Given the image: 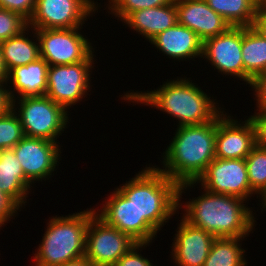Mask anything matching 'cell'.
I'll return each mask as SVG.
<instances>
[{"label":"cell","mask_w":266,"mask_h":266,"mask_svg":"<svg viewBox=\"0 0 266 266\" xmlns=\"http://www.w3.org/2000/svg\"><path fill=\"white\" fill-rule=\"evenodd\" d=\"M192 77L167 79L156 90L124 92L119 95L129 105L144 104L158 109L177 120V127L198 125L213 121L225 108L194 83ZM131 102V103H130ZM220 105V106H219Z\"/></svg>","instance_id":"6da1fadb"},{"label":"cell","mask_w":266,"mask_h":266,"mask_svg":"<svg viewBox=\"0 0 266 266\" xmlns=\"http://www.w3.org/2000/svg\"><path fill=\"white\" fill-rule=\"evenodd\" d=\"M202 190L198 197L178 201V210L182 209L181 217L191 225L202 228L216 238H246L256 230L257 213L253 212L254 207H248L247 201Z\"/></svg>","instance_id":"7a4b0ae2"},{"label":"cell","mask_w":266,"mask_h":266,"mask_svg":"<svg viewBox=\"0 0 266 266\" xmlns=\"http://www.w3.org/2000/svg\"><path fill=\"white\" fill-rule=\"evenodd\" d=\"M173 135L161 153L162 166H155L178 185L196 182L215 159L216 118L203 124L179 126Z\"/></svg>","instance_id":"3957f363"},{"label":"cell","mask_w":266,"mask_h":266,"mask_svg":"<svg viewBox=\"0 0 266 266\" xmlns=\"http://www.w3.org/2000/svg\"><path fill=\"white\" fill-rule=\"evenodd\" d=\"M150 164L116 188L132 201L139 217L159 232L174 215L179 214V185L154 163Z\"/></svg>","instance_id":"277c9868"},{"label":"cell","mask_w":266,"mask_h":266,"mask_svg":"<svg viewBox=\"0 0 266 266\" xmlns=\"http://www.w3.org/2000/svg\"><path fill=\"white\" fill-rule=\"evenodd\" d=\"M94 212L95 208L90 207L66 216L49 217L32 256L34 266H61L84 257L87 227Z\"/></svg>","instance_id":"5b68a950"},{"label":"cell","mask_w":266,"mask_h":266,"mask_svg":"<svg viewBox=\"0 0 266 266\" xmlns=\"http://www.w3.org/2000/svg\"><path fill=\"white\" fill-rule=\"evenodd\" d=\"M12 110L18 115L26 137L59 143L57 138L70 123V114L46 95L13 99Z\"/></svg>","instance_id":"8992f818"},{"label":"cell","mask_w":266,"mask_h":266,"mask_svg":"<svg viewBox=\"0 0 266 266\" xmlns=\"http://www.w3.org/2000/svg\"><path fill=\"white\" fill-rule=\"evenodd\" d=\"M207 190L214 194L232 195L250 201L257 195L249 185L245 159L215 158L196 182L179 184L178 201H182V194L191 191V188ZM201 185V186H200ZM203 187V188H202Z\"/></svg>","instance_id":"52a82bcc"},{"label":"cell","mask_w":266,"mask_h":266,"mask_svg":"<svg viewBox=\"0 0 266 266\" xmlns=\"http://www.w3.org/2000/svg\"><path fill=\"white\" fill-rule=\"evenodd\" d=\"M82 29L83 27L35 29L39 40L40 57L49 66L95 62L97 59H95L94 44L87 35L81 33Z\"/></svg>","instance_id":"ba28073f"},{"label":"cell","mask_w":266,"mask_h":266,"mask_svg":"<svg viewBox=\"0 0 266 266\" xmlns=\"http://www.w3.org/2000/svg\"><path fill=\"white\" fill-rule=\"evenodd\" d=\"M97 62L49 66L46 96L70 113V108L87 97Z\"/></svg>","instance_id":"9c48e42d"},{"label":"cell","mask_w":266,"mask_h":266,"mask_svg":"<svg viewBox=\"0 0 266 266\" xmlns=\"http://www.w3.org/2000/svg\"><path fill=\"white\" fill-rule=\"evenodd\" d=\"M101 4L95 0H36L28 26L33 29L83 27L90 17L98 13Z\"/></svg>","instance_id":"30bf717a"},{"label":"cell","mask_w":266,"mask_h":266,"mask_svg":"<svg viewBox=\"0 0 266 266\" xmlns=\"http://www.w3.org/2000/svg\"><path fill=\"white\" fill-rule=\"evenodd\" d=\"M137 242L108 225L96 212L86 232L85 257L95 266H113Z\"/></svg>","instance_id":"8fae6325"},{"label":"cell","mask_w":266,"mask_h":266,"mask_svg":"<svg viewBox=\"0 0 266 266\" xmlns=\"http://www.w3.org/2000/svg\"><path fill=\"white\" fill-rule=\"evenodd\" d=\"M96 214L108 225L129 235L137 243H154L158 232L144 219L140 218L135 206L116 187L105 197ZM105 202V203H104ZM153 241V242H152Z\"/></svg>","instance_id":"7c38bea8"},{"label":"cell","mask_w":266,"mask_h":266,"mask_svg":"<svg viewBox=\"0 0 266 266\" xmlns=\"http://www.w3.org/2000/svg\"><path fill=\"white\" fill-rule=\"evenodd\" d=\"M59 144L42 138L25 136L12 148L22 166L24 176L32 184L52 180L51 177L57 174V166L61 164L59 161L62 160L61 151H63L61 150L63 146Z\"/></svg>","instance_id":"4fadbf2b"},{"label":"cell","mask_w":266,"mask_h":266,"mask_svg":"<svg viewBox=\"0 0 266 266\" xmlns=\"http://www.w3.org/2000/svg\"><path fill=\"white\" fill-rule=\"evenodd\" d=\"M242 27H230L225 33L203 42L202 60L218 73L244 81L242 60ZM205 58V59H204Z\"/></svg>","instance_id":"5bb4252c"},{"label":"cell","mask_w":266,"mask_h":266,"mask_svg":"<svg viewBox=\"0 0 266 266\" xmlns=\"http://www.w3.org/2000/svg\"><path fill=\"white\" fill-rule=\"evenodd\" d=\"M226 112L216 117L215 158L245 159L256 145L254 125L249 117L241 122Z\"/></svg>","instance_id":"9a60e30c"},{"label":"cell","mask_w":266,"mask_h":266,"mask_svg":"<svg viewBox=\"0 0 266 266\" xmlns=\"http://www.w3.org/2000/svg\"><path fill=\"white\" fill-rule=\"evenodd\" d=\"M179 221L170 247L171 260L175 266H203L216 237L183 217Z\"/></svg>","instance_id":"2e32d148"},{"label":"cell","mask_w":266,"mask_h":266,"mask_svg":"<svg viewBox=\"0 0 266 266\" xmlns=\"http://www.w3.org/2000/svg\"><path fill=\"white\" fill-rule=\"evenodd\" d=\"M176 10L177 23L195 32L203 42L231 27L205 0H176Z\"/></svg>","instance_id":"e0dca14e"},{"label":"cell","mask_w":266,"mask_h":266,"mask_svg":"<svg viewBox=\"0 0 266 266\" xmlns=\"http://www.w3.org/2000/svg\"><path fill=\"white\" fill-rule=\"evenodd\" d=\"M149 43L174 62L202 59L203 41L195 32L179 23L157 34Z\"/></svg>","instance_id":"ac0fdd59"},{"label":"cell","mask_w":266,"mask_h":266,"mask_svg":"<svg viewBox=\"0 0 266 266\" xmlns=\"http://www.w3.org/2000/svg\"><path fill=\"white\" fill-rule=\"evenodd\" d=\"M48 69L49 65L41 57L27 65L10 69L6 85L11 99L45 95Z\"/></svg>","instance_id":"d6986e66"},{"label":"cell","mask_w":266,"mask_h":266,"mask_svg":"<svg viewBox=\"0 0 266 266\" xmlns=\"http://www.w3.org/2000/svg\"><path fill=\"white\" fill-rule=\"evenodd\" d=\"M122 23L149 42L157 34L177 23L176 0L160 7L134 11Z\"/></svg>","instance_id":"ffe728a7"},{"label":"cell","mask_w":266,"mask_h":266,"mask_svg":"<svg viewBox=\"0 0 266 266\" xmlns=\"http://www.w3.org/2000/svg\"><path fill=\"white\" fill-rule=\"evenodd\" d=\"M34 185L24 176L22 166L13 149H3L0 159V189L11 197L21 208L31 198ZM31 190V191H30ZM28 199V200H27Z\"/></svg>","instance_id":"44dd1931"},{"label":"cell","mask_w":266,"mask_h":266,"mask_svg":"<svg viewBox=\"0 0 266 266\" xmlns=\"http://www.w3.org/2000/svg\"><path fill=\"white\" fill-rule=\"evenodd\" d=\"M0 46L8 71L12 68L27 65L40 58L39 40L36 31L29 26L18 35L13 36L6 41H2Z\"/></svg>","instance_id":"7402d4cb"},{"label":"cell","mask_w":266,"mask_h":266,"mask_svg":"<svg viewBox=\"0 0 266 266\" xmlns=\"http://www.w3.org/2000/svg\"><path fill=\"white\" fill-rule=\"evenodd\" d=\"M242 60L244 66V82L252 80L266 72V39L261 37L252 27H242Z\"/></svg>","instance_id":"603a6c76"},{"label":"cell","mask_w":266,"mask_h":266,"mask_svg":"<svg viewBox=\"0 0 266 266\" xmlns=\"http://www.w3.org/2000/svg\"><path fill=\"white\" fill-rule=\"evenodd\" d=\"M231 27H251L263 0H205Z\"/></svg>","instance_id":"cb8c5ba5"},{"label":"cell","mask_w":266,"mask_h":266,"mask_svg":"<svg viewBox=\"0 0 266 266\" xmlns=\"http://www.w3.org/2000/svg\"><path fill=\"white\" fill-rule=\"evenodd\" d=\"M244 240L245 238H215L203 266H248L246 251L241 247Z\"/></svg>","instance_id":"d4e9b609"},{"label":"cell","mask_w":266,"mask_h":266,"mask_svg":"<svg viewBox=\"0 0 266 266\" xmlns=\"http://www.w3.org/2000/svg\"><path fill=\"white\" fill-rule=\"evenodd\" d=\"M249 185L257 194V206L266 211V148L255 145L250 154L245 158Z\"/></svg>","instance_id":"484cf974"},{"label":"cell","mask_w":266,"mask_h":266,"mask_svg":"<svg viewBox=\"0 0 266 266\" xmlns=\"http://www.w3.org/2000/svg\"><path fill=\"white\" fill-rule=\"evenodd\" d=\"M172 0H107L105 2L104 7L108 12V15H114L119 22L123 21L129 14L134 11L152 8V7H160L163 5H167Z\"/></svg>","instance_id":"4316f807"},{"label":"cell","mask_w":266,"mask_h":266,"mask_svg":"<svg viewBox=\"0 0 266 266\" xmlns=\"http://www.w3.org/2000/svg\"><path fill=\"white\" fill-rule=\"evenodd\" d=\"M25 137L18 115L11 109L0 116V148L12 149Z\"/></svg>","instance_id":"83f0119b"},{"label":"cell","mask_w":266,"mask_h":266,"mask_svg":"<svg viewBox=\"0 0 266 266\" xmlns=\"http://www.w3.org/2000/svg\"><path fill=\"white\" fill-rule=\"evenodd\" d=\"M28 26V21L19 13L0 8V43L18 35Z\"/></svg>","instance_id":"f1b7e54d"},{"label":"cell","mask_w":266,"mask_h":266,"mask_svg":"<svg viewBox=\"0 0 266 266\" xmlns=\"http://www.w3.org/2000/svg\"><path fill=\"white\" fill-rule=\"evenodd\" d=\"M149 245L150 243H136L113 266H153L152 260L141 254Z\"/></svg>","instance_id":"f546056e"},{"label":"cell","mask_w":266,"mask_h":266,"mask_svg":"<svg viewBox=\"0 0 266 266\" xmlns=\"http://www.w3.org/2000/svg\"><path fill=\"white\" fill-rule=\"evenodd\" d=\"M21 210L22 208L11 197L0 189V229L18 216V211Z\"/></svg>","instance_id":"4dcf8cb0"},{"label":"cell","mask_w":266,"mask_h":266,"mask_svg":"<svg viewBox=\"0 0 266 266\" xmlns=\"http://www.w3.org/2000/svg\"><path fill=\"white\" fill-rule=\"evenodd\" d=\"M36 0H0V8L19 13L27 21L35 10Z\"/></svg>","instance_id":"1f68e13d"},{"label":"cell","mask_w":266,"mask_h":266,"mask_svg":"<svg viewBox=\"0 0 266 266\" xmlns=\"http://www.w3.org/2000/svg\"><path fill=\"white\" fill-rule=\"evenodd\" d=\"M252 114L249 119L255 128L256 145L266 148V110H256Z\"/></svg>","instance_id":"d6a6232c"},{"label":"cell","mask_w":266,"mask_h":266,"mask_svg":"<svg viewBox=\"0 0 266 266\" xmlns=\"http://www.w3.org/2000/svg\"><path fill=\"white\" fill-rule=\"evenodd\" d=\"M256 101V110H266V72L256 76L250 86Z\"/></svg>","instance_id":"836d02e7"},{"label":"cell","mask_w":266,"mask_h":266,"mask_svg":"<svg viewBox=\"0 0 266 266\" xmlns=\"http://www.w3.org/2000/svg\"><path fill=\"white\" fill-rule=\"evenodd\" d=\"M251 27L264 39H266V6L262 4L253 19Z\"/></svg>","instance_id":"e575fe53"},{"label":"cell","mask_w":266,"mask_h":266,"mask_svg":"<svg viewBox=\"0 0 266 266\" xmlns=\"http://www.w3.org/2000/svg\"><path fill=\"white\" fill-rule=\"evenodd\" d=\"M12 109V99L6 83H0V116Z\"/></svg>","instance_id":"d590c367"},{"label":"cell","mask_w":266,"mask_h":266,"mask_svg":"<svg viewBox=\"0 0 266 266\" xmlns=\"http://www.w3.org/2000/svg\"><path fill=\"white\" fill-rule=\"evenodd\" d=\"M7 77H8V70L6 68L0 46V83H6Z\"/></svg>","instance_id":"8d00e7d4"},{"label":"cell","mask_w":266,"mask_h":266,"mask_svg":"<svg viewBox=\"0 0 266 266\" xmlns=\"http://www.w3.org/2000/svg\"><path fill=\"white\" fill-rule=\"evenodd\" d=\"M61 266H95L85 256L79 259L69 261Z\"/></svg>","instance_id":"74e56055"},{"label":"cell","mask_w":266,"mask_h":266,"mask_svg":"<svg viewBox=\"0 0 266 266\" xmlns=\"http://www.w3.org/2000/svg\"><path fill=\"white\" fill-rule=\"evenodd\" d=\"M2 151H3V149H1V148H0V159H1V154H2Z\"/></svg>","instance_id":"f35d334b"}]
</instances>
